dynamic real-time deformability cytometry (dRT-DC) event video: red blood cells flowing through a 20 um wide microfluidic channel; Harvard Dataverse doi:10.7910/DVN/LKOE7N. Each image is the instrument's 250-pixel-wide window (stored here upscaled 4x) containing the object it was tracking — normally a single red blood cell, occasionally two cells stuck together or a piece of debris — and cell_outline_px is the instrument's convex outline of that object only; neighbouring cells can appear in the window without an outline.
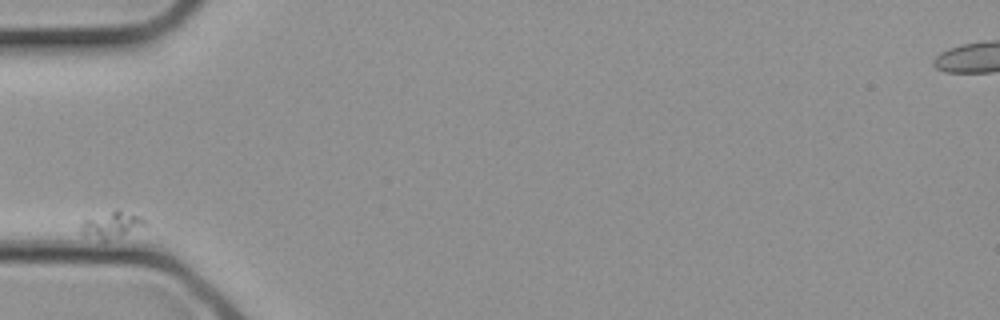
{"species": "common noctule bat (a hibernating species)", "species_latin": "Nyctalus noctula", "temperature_condition": "cold", "stored_images_in_passage": 2, "camera_frame_rate_fps": 3000, "um_per_image_px": 0.085, "animal": {"sex": "female", "body_mass_g": 21.9}, "frame": {"image": 1, "passage_image": 1, "time_ms": 0.0, "image_size_px": [1000, 320], "cell_outline_px": [[144, 224], [120, 236], [104, 240], [80, 232], [80, 224], [84, 216], [116, 208], [120, 208], [140, 216], [144, 220]], "centroid_in_image_um": [9.37, 19.01], "position_along_channel_um": 75.6, "area_um2": 10.0}}